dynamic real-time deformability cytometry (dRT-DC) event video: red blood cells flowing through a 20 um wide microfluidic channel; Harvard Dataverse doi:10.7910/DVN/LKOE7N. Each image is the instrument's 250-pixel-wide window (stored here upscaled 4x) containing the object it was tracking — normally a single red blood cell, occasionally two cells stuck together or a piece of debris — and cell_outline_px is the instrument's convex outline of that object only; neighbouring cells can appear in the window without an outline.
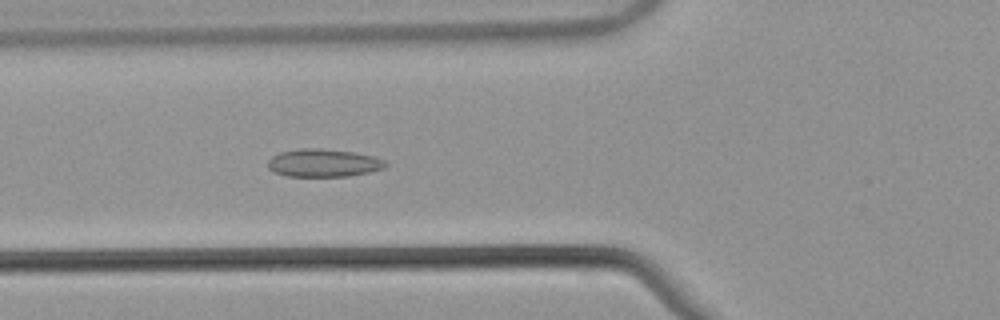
{"species": "common noctule bat (a hibernating species)", "species_latin": "Nyctalus noctula", "temperature_condition": "warm", "stored_images_in_passage": 52, "camera_frame_rate_fps": 3000, "um_per_image_px": 0.085, "animal": {"sex": "male", "body_mass_g": 21.5, "forearm_length_mm": 52.0}, "frame": {"image": 1, "passage_image": 19, "time_ms": 6.0, "image_size_px": [1000, 320], "cell_outline_px": [[388, 164], [384, 168], [368, 172], [348, 176], [288, 176], [272, 172], [268, 168], [268, 160], [272, 156], [280, 152], [300, 148], [320, 148], [352, 152], [376, 156], [384, 160]], "centroid_in_image_um": [27.48, 13.84], "position_along_channel_um": 98.3, "area_um2": 19.19}}
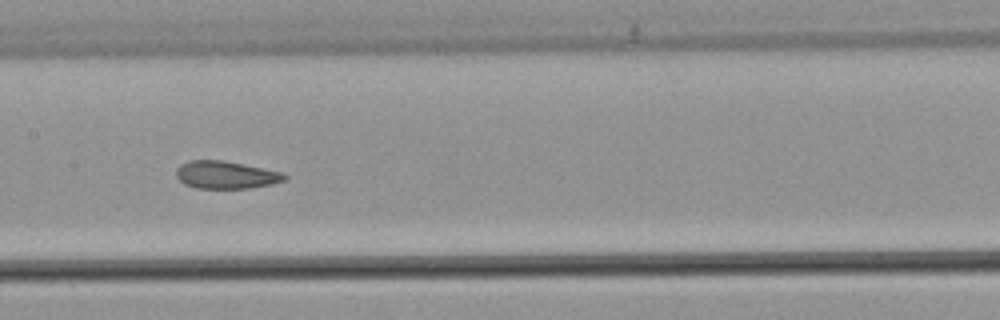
{"frame": {"image": 2, "passage_image": 26, "time_ms": 8.333, "image_size_px": [1000, 320], "cell_outline_px": [[288, 180], [272, 184], [248, 188], [196, 188], [184, 184], [176, 176], [176, 168], [180, 164], [188, 160], [224, 160], [284, 172], [288, 176]], "centroid_in_image_um": [19.22, 14.86], "position_along_channel_um": 188.2, "area_um2": 17.69}}
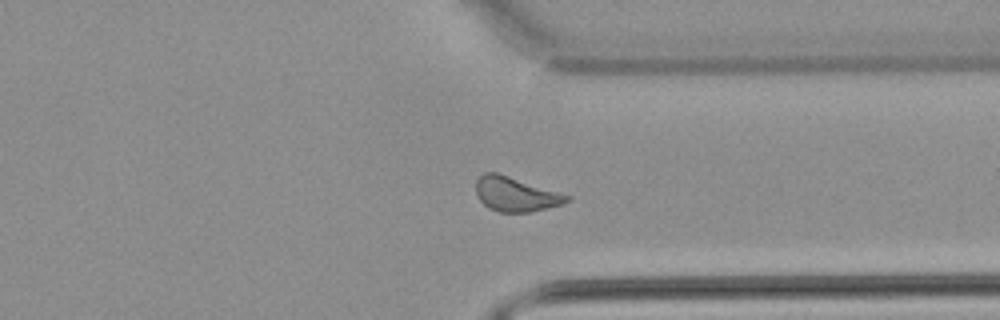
{"frame": {"image": 3, "passage_image": 40, "time_ms": 13.0, "image_size_px": [1000, 320], "cell_outline_px": [[572, 200], [560, 204], [528, 212], [500, 212], [488, 208], [480, 200], [476, 192], [476, 180], [484, 172], [496, 172], [572, 196]], "centroid_in_image_um": [43.82, 16.5], "position_along_channel_um": 367.6, "area_um2": 18.03}, "authors_computed_cell_mechanics": {"area_um2": 18.8428, "velocity_mm_per_s": 3.8446, "shape_relaxation_time_tau1_ms": null, "shape_relaxation_time_tau2_ms": 2.1369, "deformation_change_tau1": null, "deformation_change_tau2": 0.074}}